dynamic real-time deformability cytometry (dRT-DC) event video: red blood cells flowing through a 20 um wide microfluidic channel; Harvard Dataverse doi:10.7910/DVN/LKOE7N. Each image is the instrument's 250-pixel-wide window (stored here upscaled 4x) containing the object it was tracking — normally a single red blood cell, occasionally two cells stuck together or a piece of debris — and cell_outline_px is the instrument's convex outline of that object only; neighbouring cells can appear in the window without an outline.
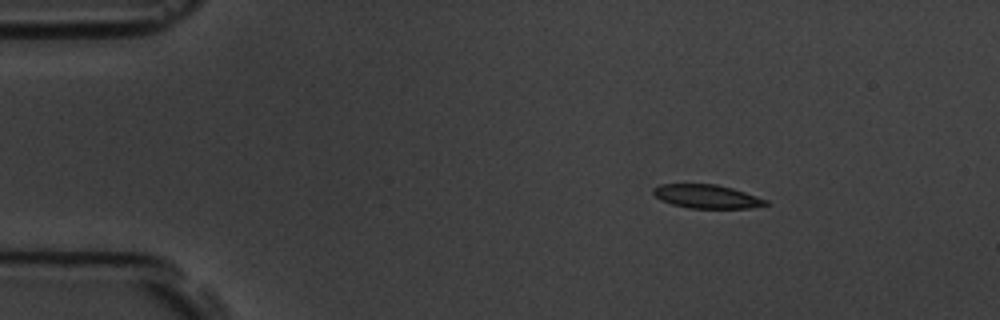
{"species": "common noctule bat (a hibernating species)", "species_latin": "Nyctalus noctula", "temperature_condition": "room temperature", "stored_images_in_passage": 2, "camera_frame_rate_fps": 3000, "um_per_image_px": 0.085, "animal": {"sex": "male", "body_mass_g": 19.5, "forearm_length_mm": 54.6}, "frame": {"image": 1, "passage_image": 1, "time_ms": 0.0, "image_size_px": [1000, 320], "cell_outline_px": [[768, 204], [748, 208], [688, 208], [672, 204], [660, 200], [652, 192], [652, 188], [660, 184], [716, 184], [732, 188], [768, 200]], "centroid_in_image_um": [60.04, 16.69], "position_along_channel_um": 25.0, "area_um2": 15.43}}